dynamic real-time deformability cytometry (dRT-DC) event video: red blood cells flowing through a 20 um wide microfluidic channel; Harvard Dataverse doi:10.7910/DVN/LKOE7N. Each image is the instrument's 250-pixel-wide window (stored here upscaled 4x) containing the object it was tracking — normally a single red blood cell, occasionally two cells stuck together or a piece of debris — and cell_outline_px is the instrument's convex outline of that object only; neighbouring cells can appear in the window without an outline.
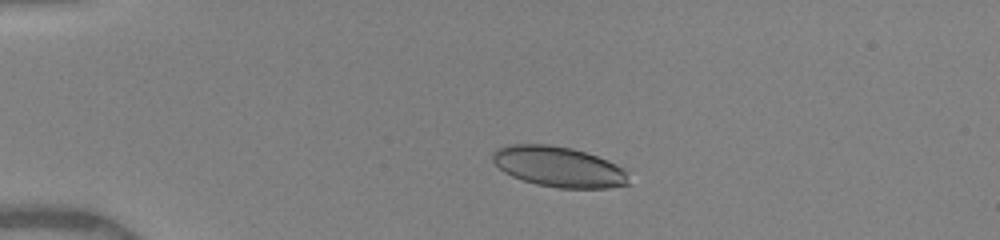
{"species": "human", "species_latin": "Homo sapiens", "temperature_condition": "warm", "stored_images_in_passage": 35, "camera_frame_rate_fps": 3000, "um_per_image_px": 0.085, "donor": {"sex": "female"}, "frame": {"image": 1, "passage_image": 3, "time_ms": 0.667, "image_size_px": [1000, 240], "cell_outline_px": [[628, 184], [608, 188], [556, 188], [536, 184], [512, 176], [504, 172], [492, 160], [492, 152], [496, 148], [508, 144], [548, 144], [572, 148], [608, 160], [624, 168], [628, 172]], "centroid_in_image_um": [47.48, 14.17], "position_along_channel_um": 37.5, "area_um2": 32.19}}
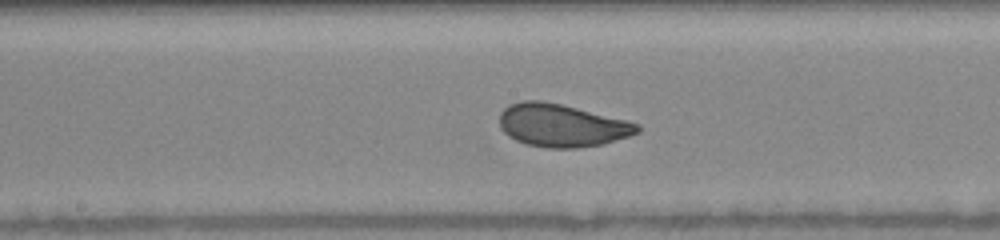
{"frame": {"image": 2, "passage_image": 18, "time_ms": 6.0, "image_size_px": [1000, 240], "cell_outline_px": [[640, 132], [604, 144], [576, 148], [548, 148], [528, 144], [516, 140], [508, 136], [500, 128], [500, 112], [508, 104], [524, 100], [540, 100], [560, 104], [628, 120], [640, 124]], "centroid_in_image_um": [47.75, 10.65], "position_along_channel_um": 200.5, "area_um2": 34.45}}
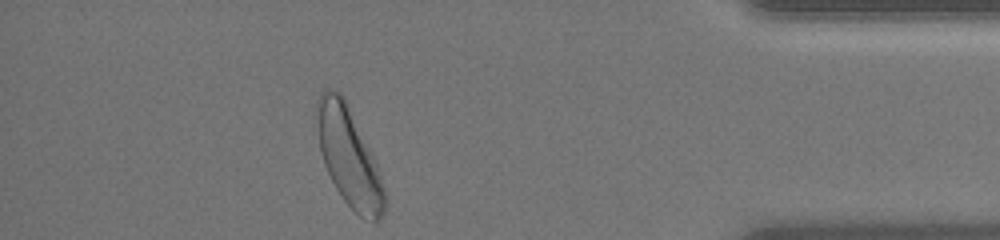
{"frame": {"image": 3, "passage_image": 35, "time_ms": 12.0, "image_size_px": [1000, 240], "cell_outline_px": [[384, 216], [376, 224], [372, 224], [360, 216], [344, 200], [336, 188], [324, 164], [320, 152], [316, 108], [316, 104], [320, 92], [324, 88], [328, 88], [340, 92], [344, 96], [376, 160], [384, 188]], "centroid_in_image_um": [29.67, 13.33], "position_along_channel_um": 405.5, "area_um2": 38.96}, "authors_computed_cell_mechanics": {"area_um2": 34.3332, "velocity_mm_per_s": 3.9974, "shape_relaxation_time_tau1_ms": 2.3276, "shape_relaxation_time_tau2_ms": 0.6189, "deformation_change_tau1": 0.1207, "deformation_change_tau2": 0.0586}}